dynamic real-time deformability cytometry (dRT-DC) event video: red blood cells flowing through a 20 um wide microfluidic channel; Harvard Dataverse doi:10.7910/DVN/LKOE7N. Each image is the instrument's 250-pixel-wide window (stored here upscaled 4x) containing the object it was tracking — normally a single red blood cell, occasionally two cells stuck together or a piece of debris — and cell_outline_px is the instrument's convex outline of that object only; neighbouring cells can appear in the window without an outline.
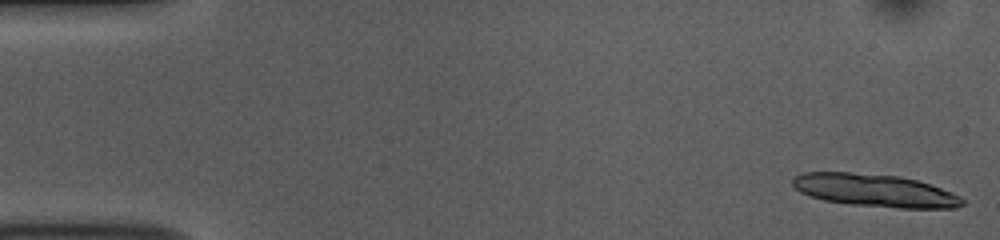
{"species": "common noctule bat (a hibernating species)", "species_latin": "Nyctalus noctula", "temperature_condition": "room temperature", "stored_images_in_passage": 13, "camera_frame_rate_fps": 3000, "um_per_image_px": 0.085, "animal": {"sex": "female", "body_mass_g": 10.0, "forearm_length_mm": 53.1}, "frame": {"image": 1, "passage_image": 1, "time_ms": 0.0, "image_size_px": [1000, 240], "cell_outline_px": [[964, 204], [956, 208], [900, 208], [852, 204], [824, 200], [808, 196], [800, 192], [792, 184], [792, 180], [796, 176], [804, 172], [852, 172], [900, 176], [916, 180], [952, 192], [960, 196], [964, 200]], "centroid_in_image_um": [74.36, 16.18], "position_along_channel_um": 10.6, "area_um2": 32.25}}